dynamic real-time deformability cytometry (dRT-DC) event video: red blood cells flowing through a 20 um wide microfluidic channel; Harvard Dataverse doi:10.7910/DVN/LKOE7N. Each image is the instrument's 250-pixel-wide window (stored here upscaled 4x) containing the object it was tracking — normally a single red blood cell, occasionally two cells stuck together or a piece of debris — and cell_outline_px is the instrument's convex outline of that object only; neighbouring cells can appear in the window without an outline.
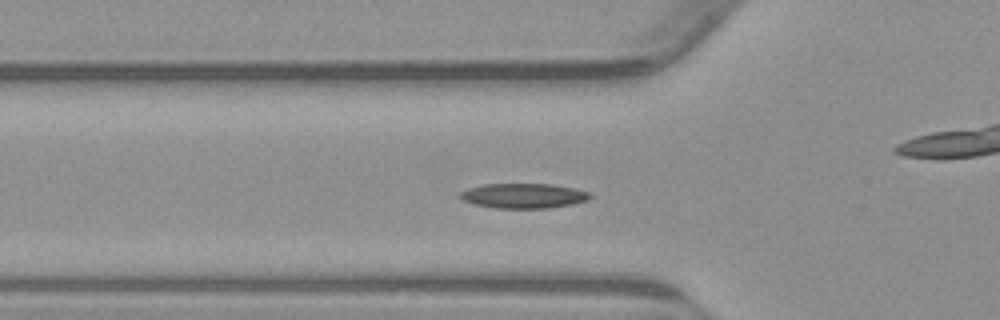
{"species": "common noctule bat (a hibernating species)", "species_latin": "Nyctalus noctula", "temperature_condition": "warm", "stored_images_in_passage": 50, "camera_frame_rate_fps": 3000, "um_per_image_px": 0.085, "animal": {"sex": "male", "body_mass_g": 23.1, "forearm_length_mm": 52.7}, "frame": {"image": 1, "passage_image": 19, "time_ms": 6.0, "image_size_px": [1000, 320], "cell_outline_px": [[592, 196], [588, 200], [572, 204], [548, 208], [496, 208], [476, 204], [464, 200], [456, 196], [460, 192], [468, 188], [484, 184], [552, 184], [592, 192]], "centroid_in_image_um": [44.51, 16.64], "position_along_channel_um": 81.3, "area_um2": 18.84}}
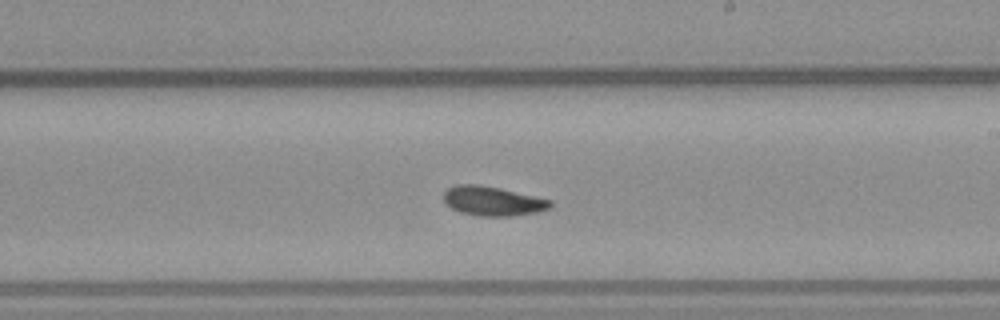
{"frame": {"image": 2, "passage_image": 32, "time_ms": 10.333, "image_size_px": [1000, 320], "cell_outline_px": [[552, 208], [536, 212], [512, 216], [476, 216], [460, 212], [452, 208], [444, 200], [444, 192], [448, 188], [456, 184], [476, 184], [500, 188], [536, 196], [552, 200]], "centroid_in_image_um": [41.9, 17.09], "position_along_channel_um": 247.1, "area_um2": 18.32}}
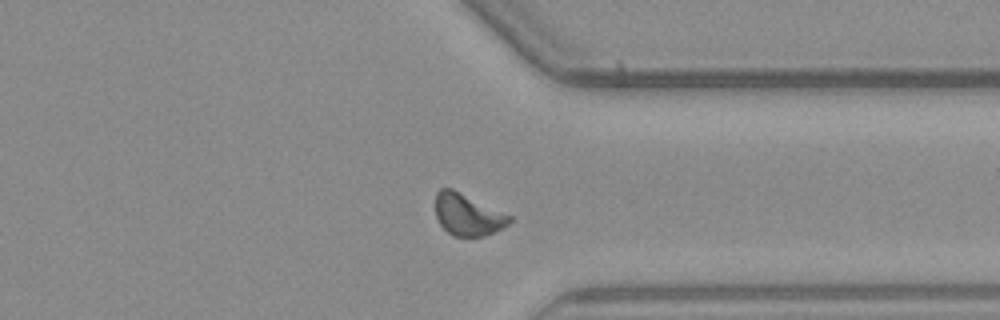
{"frame": {"image": 3, "passage_image": 42, "time_ms": 13.667, "image_size_px": [1000, 320], "cell_outline_px": [[512, 220], [508, 224], [484, 236], [452, 236], [440, 224], [436, 216], [436, 192], [440, 188], [452, 188], [512, 216]], "centroid_in_image_um": [39.73, 18.23], "position_along_channel_um": 371.7, "area_um2": 17.8}, "authors_computed_cell_mechanics": {"area_um2": 17.9469, "velocity_mm_per_s": 3.8079, "shape_relaxation_time_tau1_ms": 3.8602, "shape_relaxation_time_tau2_ms": 4.6949, "deformation_change_tau1": 0.1283, "deformation_change_tau2": 0.1161}}